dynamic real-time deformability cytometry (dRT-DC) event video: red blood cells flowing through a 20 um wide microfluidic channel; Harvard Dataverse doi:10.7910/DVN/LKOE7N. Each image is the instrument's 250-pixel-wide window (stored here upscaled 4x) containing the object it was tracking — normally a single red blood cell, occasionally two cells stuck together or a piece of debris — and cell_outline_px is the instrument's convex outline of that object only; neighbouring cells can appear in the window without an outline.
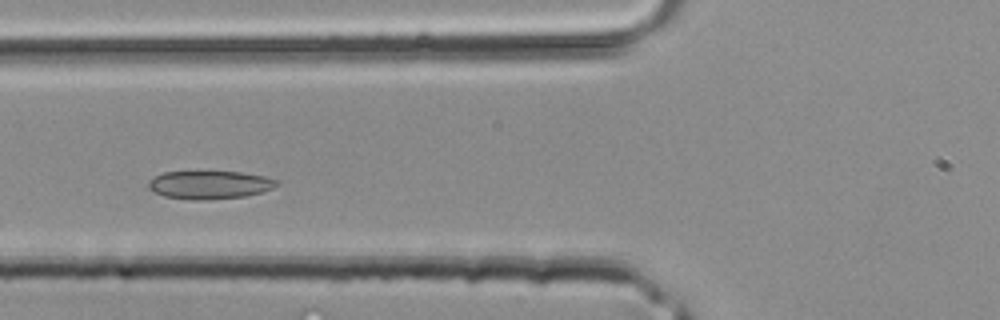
{"species": "common noctule bat (a hibernating species)", "species_latin": "Nyctalus noctula", "temperature_condition": "room temperature", "stored_images_in_passage": 33, "camera_frame_rate_fps": 3000, "um_per_image_px": 0.085, "animal": {"sex": "male", "body_mass_g": 20.4}, "frame": {"image": 1, "passage_image": 9, "time_ms": 2.667, "image_size_px": [1000, 320], "cell_outline_px": [[280, 184], [272, 188], [260, 192], [244, 196], [196, 200], [164, 196], [148, 188], [148, 184], [156, 176], [164, 172], [240, 172], [264, 176], [280, 180]], "centroid_in_image_um": [17.86, 15.7], "position_along_channel_um": 107.9, "area_um2": 20.63}}
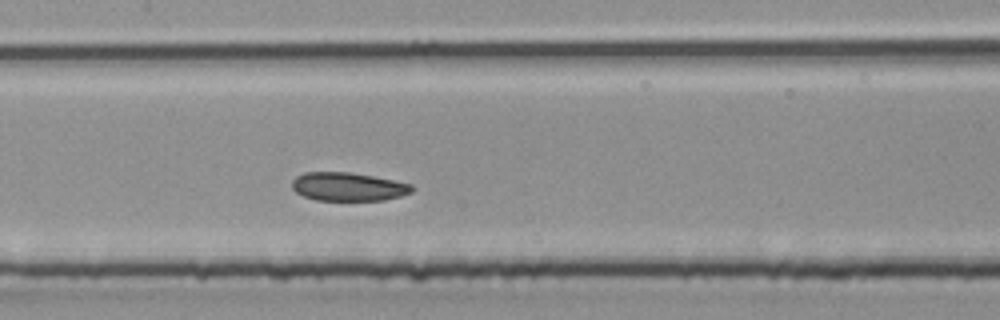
{"frame": {"image": 2, "passage_image": 13, "time_ms": 4.0, "image_size_px": [1000, 320], "cell_outline_px": [[416, 188], [412, 192], [400, 196], [384, 200], [316, 200], [304, 196], [296, 192], [292, 188], [292, 180], [296, 176], [304, 172], [348, 172], [372, 176], [412, 184]], "centroid_in_image_um": [29.59, 15.87], "position_along_channel_um": 177.8, "area_um2": 19.88}}
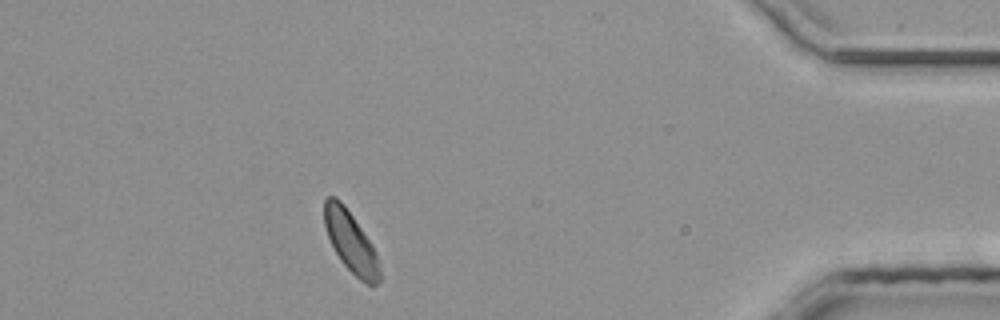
{"frame": {"image": 3, "passage_image": 29, "time_ms": 9.333, "image_size_px": [1000, 320], "cell_outline_px": [[380, 280], [376, 284], [368, 284], [360, 280], [340, 260], [328, 236], [324, 224], [324, 200], [328, 196], [336, 196], [344, 204], [372, 244], [380, 260]], "centroid_in_image_um": [29.82, 20.55], "position_along_channel_um": 405.4, "area_um2": 19.54}}